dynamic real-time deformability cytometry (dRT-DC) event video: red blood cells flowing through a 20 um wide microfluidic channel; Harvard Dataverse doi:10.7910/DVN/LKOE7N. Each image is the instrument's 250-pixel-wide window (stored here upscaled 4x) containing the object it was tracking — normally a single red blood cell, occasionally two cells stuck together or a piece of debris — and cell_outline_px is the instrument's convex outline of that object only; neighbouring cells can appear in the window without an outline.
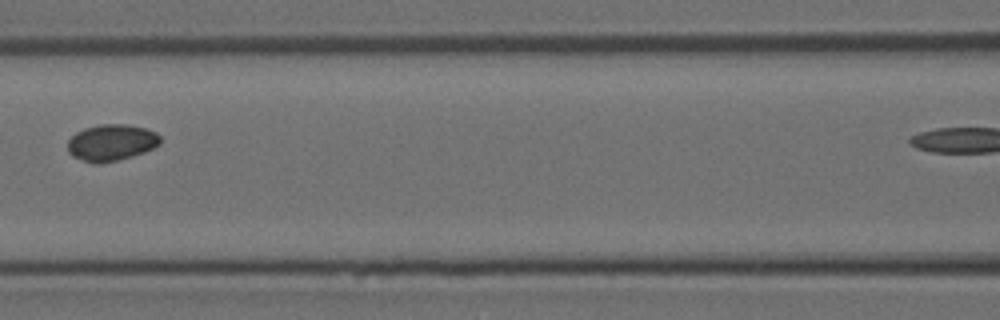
{"species": "Egyptian fruit bat (a non-hibernating species)", "species_latin": "Rousettus aegyptiacus", "temperature_condition": "room temperature", "stored_images_in_passage": 7, "segment_of_instrument_passage": [1, 2], "camera_frame_rate_fps": 3000, "um_per_image_px": 0.085, "animal": {"sex": "female"}, "frame": {"image": 1, "passage_image": 6, "time_ms": 1.667, "image_size_px": [1000, 320], "cell_outline_px": [[160, 144], [144, 152], [132, 156], [100, 164], [92, 164], [72, 156], [68, 152], [68, 140], [76, 132], [84, 128], [100, 124], [124, 124], [144, 128], [156, 132], [160, 136]], "centroid_in_image_um": [9.44, 12.12], "position_along_channel_um": 157.2, "area_um2": 19.71}}